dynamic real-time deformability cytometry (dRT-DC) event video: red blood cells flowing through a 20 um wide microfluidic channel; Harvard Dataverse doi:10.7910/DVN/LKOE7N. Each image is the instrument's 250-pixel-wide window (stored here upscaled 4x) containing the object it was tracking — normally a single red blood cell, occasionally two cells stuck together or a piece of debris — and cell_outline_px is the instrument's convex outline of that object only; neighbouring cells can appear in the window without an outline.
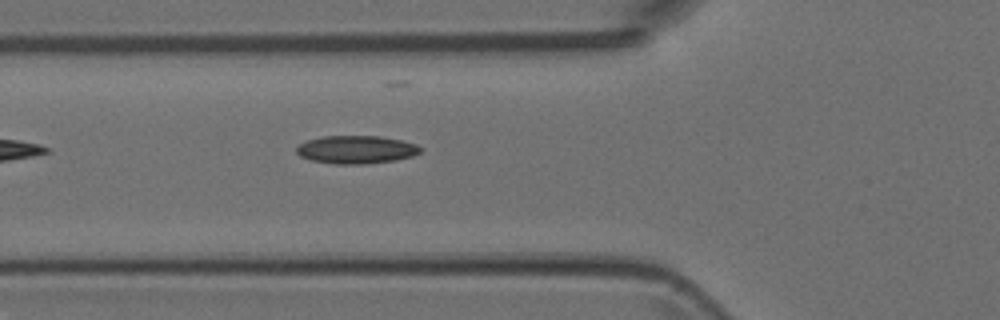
{"species": "Egyptian fruit bat (a non-hibernating species)", "species_latin": "Rousettus aegyptiacus", "temperature_condition": "room temperature", "stored_images_in_passage": 5, "camera_frame_rate_fps": 3000, "um_per_image_px": 0.085, "animal": {"sex": "female"}, "frame": {"image": 1, "passage_image": 5, "time_ms": 1.333, "image_size_px": [1000, 320], "cell_outline_px": [[420, 152], [412, 156], [396, 160], [364, 164], [336, 164], [312, 160], [300, 156], [296, 152], [296, 148], [300, 144], [308, 140], [324, 136], [380, 136], [400, 140], [416, 144], [420, 148]], "centroid_in_image_um": [30.27, 12.72], "position_along_channel_um": 95.5, "area_um2": 20.06}}